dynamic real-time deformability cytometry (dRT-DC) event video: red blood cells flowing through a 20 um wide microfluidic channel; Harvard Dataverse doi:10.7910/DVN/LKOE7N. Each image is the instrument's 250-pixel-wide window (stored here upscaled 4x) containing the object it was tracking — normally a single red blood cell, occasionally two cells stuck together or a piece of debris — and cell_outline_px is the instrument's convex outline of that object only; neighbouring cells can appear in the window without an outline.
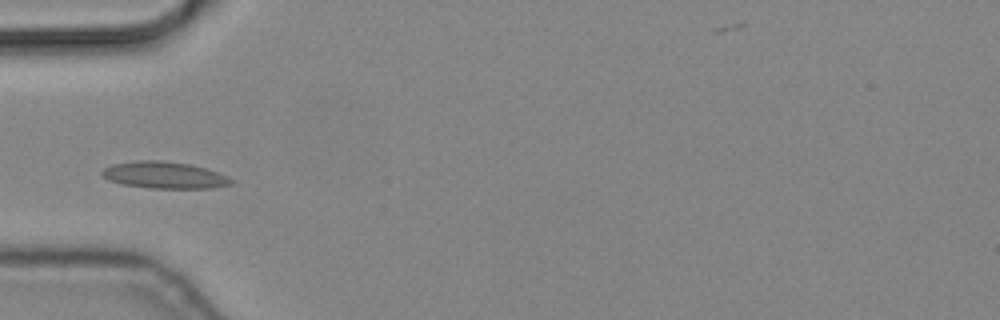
{"species": "common noctule bat (a hibernating species)", "species_latin": "Nyctalus noctula", "temperature_condition": "cold", "stored_images_in_passage": 6, "camera_frame_rate_fps": 3000, "um_per_image_px": 0.085, "animal": {"sex": "male", "body_mass_g": 19.2, "forearm_length_mm": 51.8}, "frame": {"image": 1, "passage_image": 4, "time_ms": 1.0, "image_size_px": [1000, 320], "cell_outline_px": [[232, 184], [212, 188], [152, 188], [124, 184], [108, 180], [100, 172], [104, 168], [112, 164], [132, 160], [160, 160], [192, 164], [228, 176], [232, 180]], "centroid_in_image_um": [13.95, 14.87], "position_along_channel_um": 71.0, "area_um2": 20.11}}
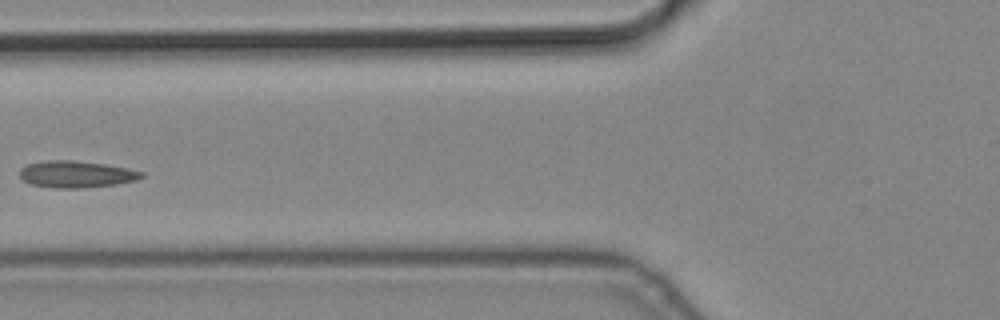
{"frame": {"image": 2, "passage_image": 5, "time_ms": 1.333, "image_size_px": [1000, 320], "cell_outline_px": [[144, 176], [136, 180], [116, 184], [84, 188], [56, 188], [32, 184], [24, 180], [20, 176], [20, 168], [28, 164], [48, 160], [72, 160], [104, 164], [128, 168], [144, 172]], "centroid_in_image_um": [6.5, 14.81], "position_along_channel_um": 119.3, "area_um2": 18.9}}
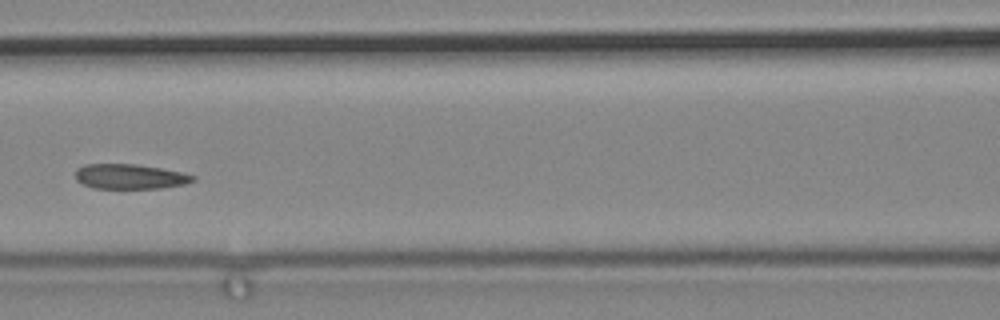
{"frame": {"image": 3, "passage_image": 6, "time_ms": 1.667, "image_size_px": [1000, 320], "cell_outline_px": [[196, 180], [184, 184], [160, 188], [92, 188], [76, 180], [76, 168], [84, 164], [136, 164], [160, 168], [180, 172], [196, 176]], "centroid_in_image_um": [11.02, 15.0], "position_along_channel_um": 155.6, "area_um2": 16.99}}